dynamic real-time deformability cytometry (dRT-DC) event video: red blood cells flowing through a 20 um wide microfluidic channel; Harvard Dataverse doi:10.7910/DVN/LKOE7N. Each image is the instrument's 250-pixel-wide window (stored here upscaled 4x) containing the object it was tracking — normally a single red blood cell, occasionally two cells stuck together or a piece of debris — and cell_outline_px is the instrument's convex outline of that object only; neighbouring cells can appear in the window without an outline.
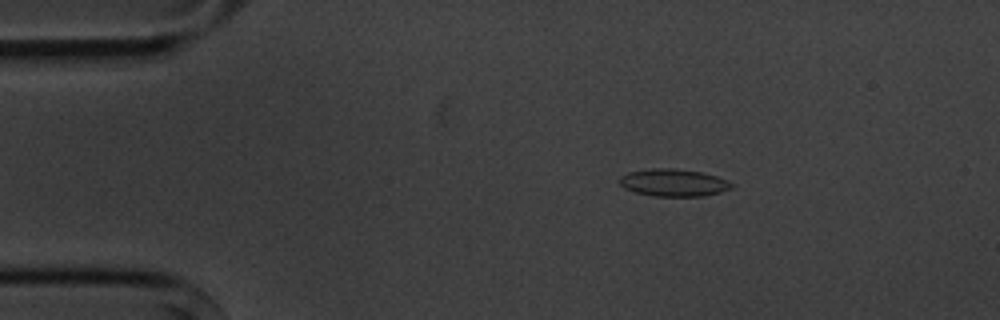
{"species": "common noctule bat (a hibernating species)", "species_latin": "Nyctalus noctula", "temperature_condition": "cold", "stored_images_in_passage": 5, "camera_frame_rate_fps": 3000, "um_per_image_px": 0.085, "animal": {"sex": "male", "body_mass_g": 20.1, "forearm_length_mm": 53.5}, "frame": {"image": 1, "passage_image": 2, "time_ms": 1.333, "image_size_px": [1000, 320], "cell_outline_px": [[732, 188], [720, 192], [704, 196], [656, 196], [636, 192], [624, 188], [620, 184], [620, 176], [628, 172], [652, 168], [672, 168], [700, 172], [716, 176], [728, 180], [732, 184]], "centroid_in_image_um": [57.25, 15.52], "position_along_channel_um": 27.8, "area_um2": 17.74}}
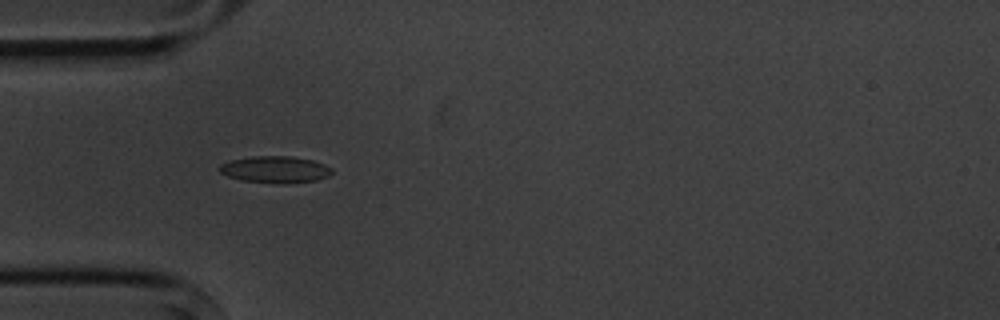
{"frame": {"image": 2, "passage_image": 4, "time_ms": 3.667, "image_size_px": [1000, 320], "cell_outline_px": [[332, 172], [328, 176], [316, 180], [240, 180], [228, 176], [220, 172], [216, 168], [220, 164], [232, 160], [252, 156], [292, 156], [312, 160], [324, 164], [332, 168]], "centroid_in_image_um": [23.35, 14.34], "position_along_channel_um": 61.7, "area_um2": 16.47}}
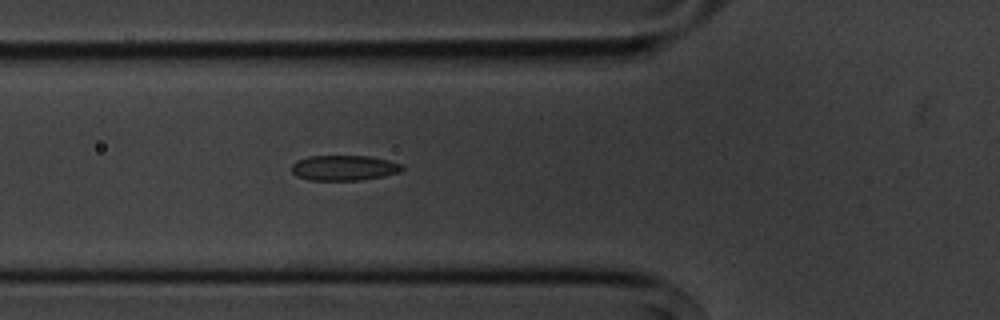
{"frame": {"image": 3, "passage_image": 5, "time_ms": 4.667, "image_size_px": [1000, 320], "cell_outline_px": [[404, 168], [400, 172], [384, 176], [360, 180], [308, 180], [296, 176], [292, 172], [292, 164], [296, 160], [308, 156], [368, 156], [388, 160], [404, 164]], "centroid_in_image_um": [29.25, 14.27], "position_along_channel_um": 96.6, "area_um2": 16.42}}